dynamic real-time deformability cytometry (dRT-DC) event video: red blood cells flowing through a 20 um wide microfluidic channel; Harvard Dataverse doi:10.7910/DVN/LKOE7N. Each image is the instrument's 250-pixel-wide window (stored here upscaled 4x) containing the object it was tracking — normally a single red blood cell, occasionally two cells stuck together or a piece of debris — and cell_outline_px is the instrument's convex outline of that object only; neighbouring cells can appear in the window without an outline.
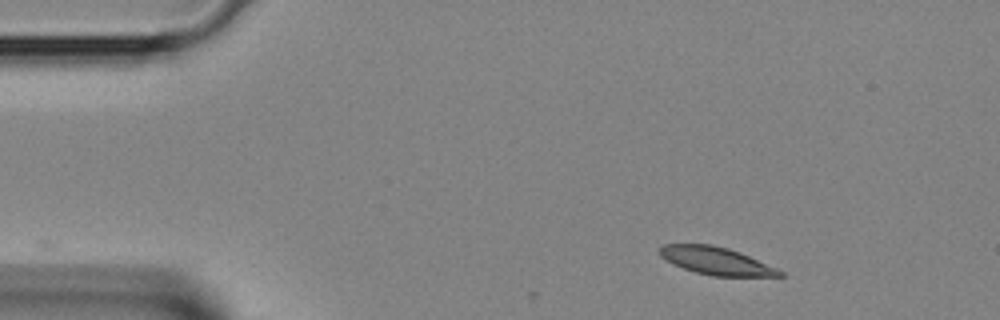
{"species": "Egyptian fruit bat (a non-hibernating species)", "species_latin": "Rousettus aegyptiacus", "temperature_condition": "room temperature", "stored_images_in_passage": 3, "camera_frame_rate_fps": 3000, "um_per_image_px": 0.085, "animal": {"sex": "female"}, "frame": {"image": 1, "passage_image": 1, "time_ms": 0.0, "image_size_px": [1000, 320], "cell_outline_px": [[784, 276], [712, 276], [696, 272], [672, 264], [660, 256], [660, 248], [664, 244], [712, 244], [728, 248], [740, 252], [776, 268], [784, 272]], "centroid_in_image_um": [60.86, 22.17], "position_along_channel_um": 24.1, "area_um2": 19.19}}
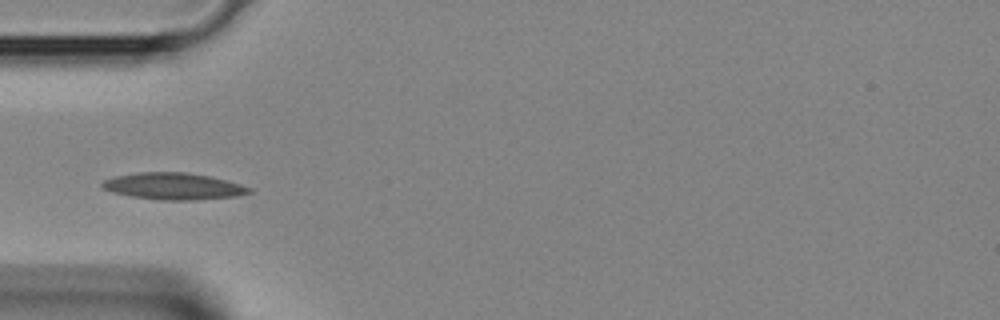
{"frame": {"image": 2, "passage_image": 3, "time_ms": 0.667, "image_size_px": [1000, 320], "cell_outline_px": [[252, 192], [236, 196], [192, 200], [160, 200], [132, 196], [112, 192], [104, 188], [100, 184], [104, 180], [116, 176], [140, 172], [188, 172], [228, 180], [252, 188]], "centroid_in_image_um": [14.77, 15.82], "position_along_channel_um": 70.2, "area_um2": 22.77}}